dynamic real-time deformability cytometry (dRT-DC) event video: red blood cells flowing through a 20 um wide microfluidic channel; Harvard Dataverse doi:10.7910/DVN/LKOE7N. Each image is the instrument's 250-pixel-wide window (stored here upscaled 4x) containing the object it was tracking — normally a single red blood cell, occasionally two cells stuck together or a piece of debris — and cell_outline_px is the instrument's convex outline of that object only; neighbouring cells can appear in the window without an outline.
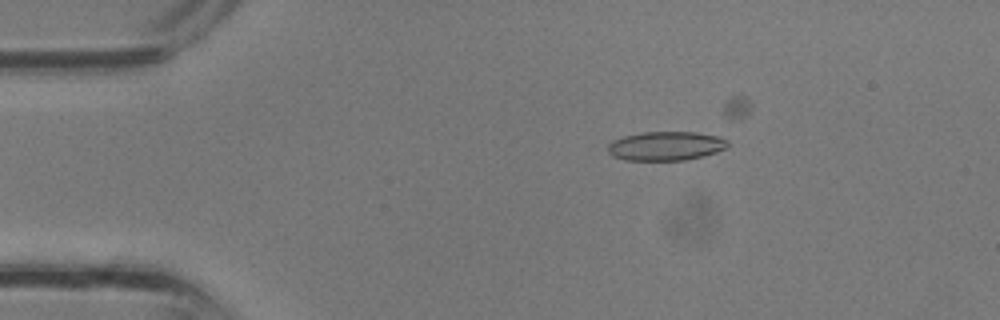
{"species": "common noctule bat (a hibernating species)", "species_latin": "Nyctalus noctula", "temperature_condition": "room temperature", "stored_images_in_passage": 19, "camera_frame_rate_fps": 3000, "um_per_image_px": 0.085, "animal": {"sex": "male", "body_mass_g": 13.3}, "frame": {"image": 1, "passage_image": 8, "time_ms": 2.333, "image_size_px": [1000, 320], "cell_outline_px": [[728, 148], [704, 156], [684, 160], [624, 160], [612, 156], [608, 152], [608, 144], [612, 140], [624, 136], [640, 132], [696, 132], [716, 136], [728, 140]], "centroid_in_image_um": [56.58, 12.41], "position_along_channel_um": 28.4, "area_um2": 20.4}}
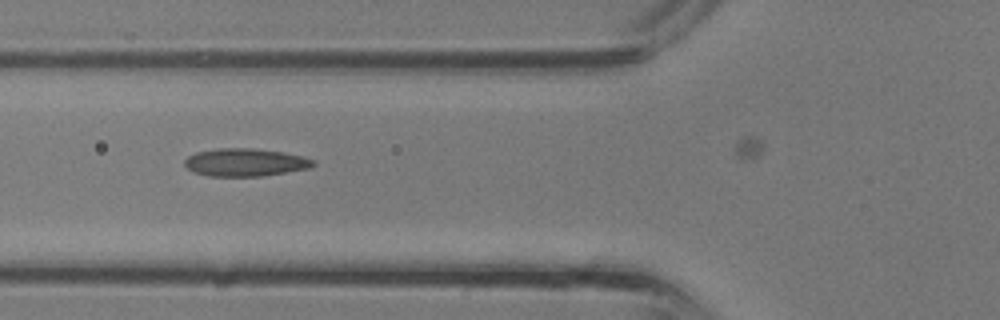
{"frame": {"image": 2, "passage_image": 15, "time_ms": 4.667, "image_size_px": [1000, 320], "cell_outline_px": [[316, 164], [308, 168], [264, 176], [208, 176], [192, 172], [184, 164], [184, 160], [188, 156], [196, 152], [216, 148], [252, 148], [284, 152], [304, 156], [316, 160]], "centroid_in_image_um": [20.85, 13.79], "position_along_channel_um": 105.0, "area_um2": 21.04}}
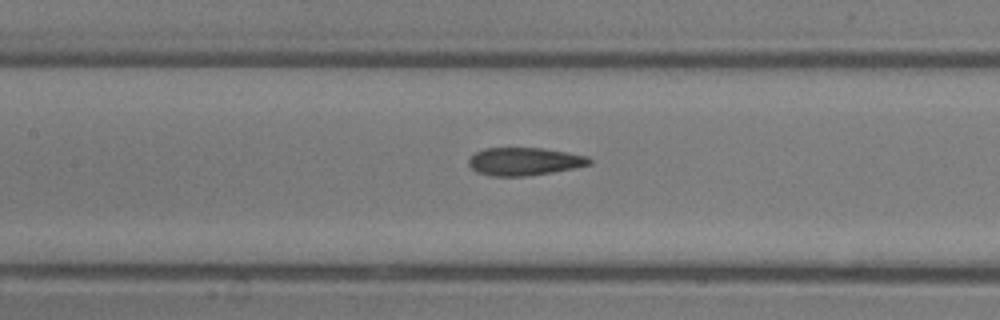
{"frame": {"image": 3, "passage_image": 18, "time_ms": 5.667, "image_size_px": [1000, 320], "cell_outline_px": [[592, 164], [552, 172], [528, 176], [492, 176], [476, 172], [468, 164], [468, 160], [476, 152], [484, 148], [540, 148], [588, 156], [592, 160]], "centroid_in_image_um": [44.55, 13.73], "position_along_channel_um": 162.8, "area_um2": 19.48}}